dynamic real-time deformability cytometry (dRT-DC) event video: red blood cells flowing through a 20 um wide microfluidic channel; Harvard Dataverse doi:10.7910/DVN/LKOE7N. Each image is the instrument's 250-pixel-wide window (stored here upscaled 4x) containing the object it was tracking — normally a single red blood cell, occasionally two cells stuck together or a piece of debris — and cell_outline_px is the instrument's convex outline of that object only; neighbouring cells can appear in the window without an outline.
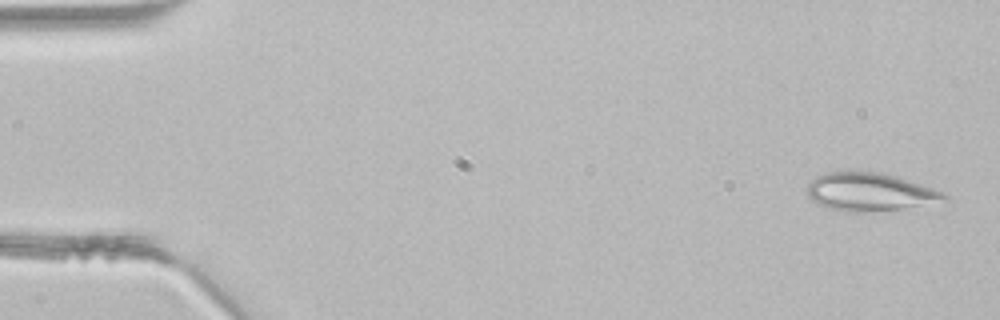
{"species": "common noctule bat (a hibernating species)", "species_latin": "Nyctalus noctula", "temperature_condition": "room temperature", "stored_images_in_passage": 4, "camera_frame_rate_fps": 3000, "um_per_image_px": 0.085, "animal": {"sex": "male", "body_mass_g": 21.5, "forearm_length_mm": 52.0}, "frame": {"image": 1, "passage_image": 1, "time_ms": 0.0, "image_size_px": [1000, 320], "cell_outline_px": [[948, 200], [900, 208], [864, 212], [848, 212], [828, 208], [812, 200], [808, 196], [808, 184], [816, 176], [824, 172], [876, 172], [908, 180], [932, 188], [948, 196]], "centroid_in_image_um": [73.87, 16.32], "position_along_channel_um": 11.1, "area_um2": 29.65}}